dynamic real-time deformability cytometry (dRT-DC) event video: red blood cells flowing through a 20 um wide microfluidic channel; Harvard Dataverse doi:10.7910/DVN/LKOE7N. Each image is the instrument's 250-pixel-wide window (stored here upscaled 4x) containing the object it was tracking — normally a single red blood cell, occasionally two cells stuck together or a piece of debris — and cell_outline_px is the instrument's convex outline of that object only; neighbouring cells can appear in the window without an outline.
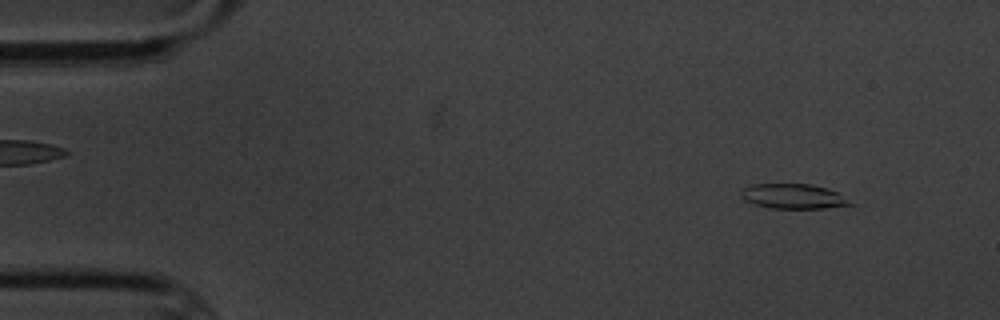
{"species": "common noctule bat (a hibernating species)", "species_latin": "Nyctalus noctula", "temperature_condition": "cold", "stored_images_in_passage": 5, "camera_frame_rate_fps": 3000, "um_per_image_px": 0.085, "animal": {"sex": "male", "body_mass_g": 20.1, "forearm_length_mm": 53.5}, "frame": {"image": 1, "passage_image": 1, "time_ms": 0.0, "image_size_px": [1000, 320], "cell_outline_px": [[856, 204], [824, 208], [768, 208], [744, 200], [740, 192], [744, 188], [752, 184], [812, 184], [828, 188], [836, 192]], "centroid_in_image_um": [67.44, 16.68], "position_along_channel_um": 17.6, "area_um2": 15.72}}